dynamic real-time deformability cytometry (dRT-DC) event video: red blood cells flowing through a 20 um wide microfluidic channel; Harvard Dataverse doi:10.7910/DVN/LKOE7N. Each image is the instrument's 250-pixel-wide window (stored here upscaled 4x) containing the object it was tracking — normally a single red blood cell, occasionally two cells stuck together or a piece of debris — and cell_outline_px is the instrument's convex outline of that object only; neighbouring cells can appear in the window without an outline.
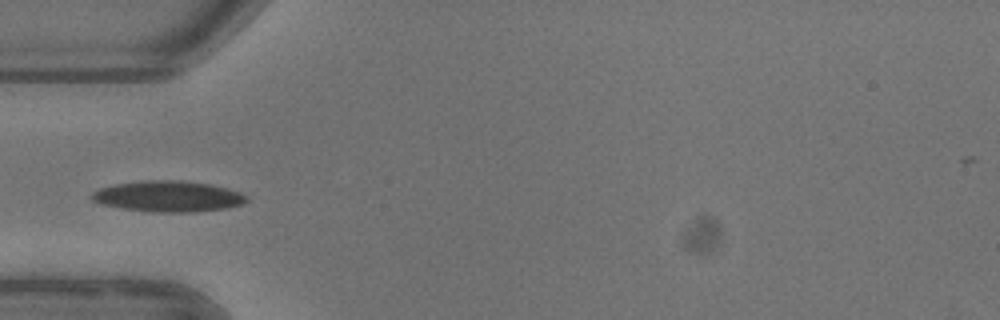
{"species": "common noctule bat (a hibernating species)", "species_latin": "Nyctalus noctula", "temperature_condition": "warm", "stored_images_in_passage": 4, "camera_frame_rate_fps": 3000, "um_per_image_px": 0.085, "animal": {"sex": "female"}, "frame": {"image": 1, "passage_image": 3, "time_ms": 2.667, "image_size_px": [1000, 320], "cell_outline_px": [[248, 200], [244, 204], [228, 208], [196, 212], [152, 212], [120, 208], [100, 204], [92, 200], [92, 192], [100, 188], [116, 184], [144, 180], [180, 180], [212, 184], [228, 188], [240, 192], [248, 196]], "centroid_in_image_um": [14.34, 16.69], "position_along_channel_um": 70.7, "area_um2": 28.21}}
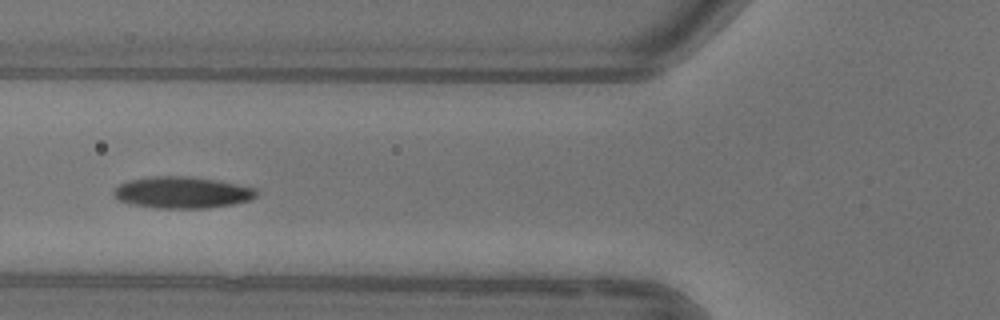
{"frame": {"image": 2, "passage_image": 4, "time_ms": 3.667, "image_size_px": [1000, 320], "cell_outline_px": [[260, 192], [252, 200], [232, 204], [208, 208], [156, 208], [132, 204], [120, 200], [112, 196], [112, 192], [120, 184], [128, 180], [152, 176], [188, 176], [216, 180], [256, 188]], "centroid_in_image_um": [15.5, 16.36], "position_along_channel_um": 110.3, "area_um2": 26.36}}